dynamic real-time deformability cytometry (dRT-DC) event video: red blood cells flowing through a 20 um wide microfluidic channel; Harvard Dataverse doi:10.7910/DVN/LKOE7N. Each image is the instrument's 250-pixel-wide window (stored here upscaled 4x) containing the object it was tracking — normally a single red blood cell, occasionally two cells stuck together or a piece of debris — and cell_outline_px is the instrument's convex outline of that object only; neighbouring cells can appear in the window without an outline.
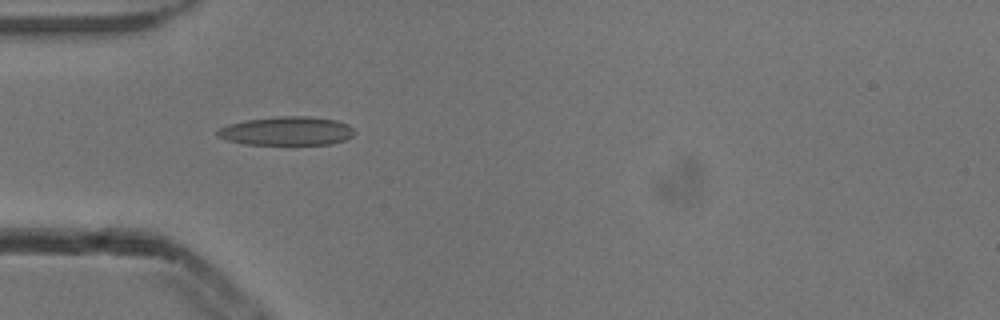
{"species": "common noctule bat (a hibernating species)", "species_latin": "Nyctalus noctula", "temperature_condition": "cold", "stored_images_in_passage": 6, "camera_frame_rate_fps": 3000, "um_per_image_px": 0.085, "animal": {"sex": "male", "body_mass_g": 13.3}, "frame": {"image": 1, "passage_image": 5, "time_ms": 1.333, "image_size_px": [1000, 320], "cell_outline_px": [[356, 132], [352, 136], [344, 140], [332, 144], [244, 144], [228, 140], [216, 136], [216, 132], [220, 128], [228, 124], [244, 120], [280, 116], [308, 116], [336, 120], [348, 124]], "centroid_in_image_um": [24.37, 11.13], "position_along_channel_um": 60.6, "area_um2": 22.95}}
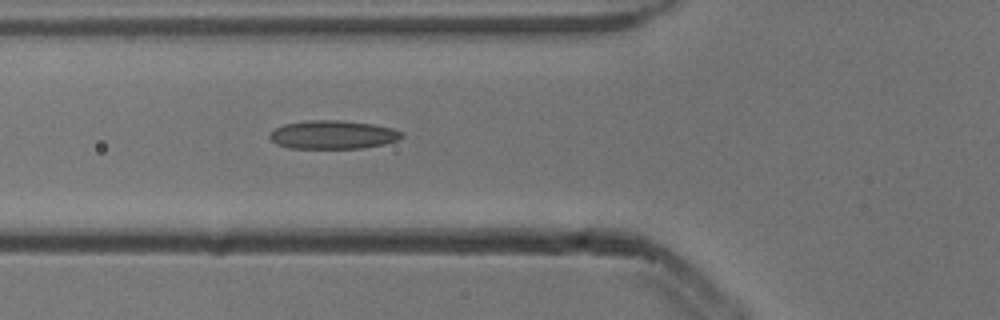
{"frame": {"image": 2, "passage_image": 6, "time_ms": 1.667, "image_size_px": [1000, 320], "cell_outline_px": [[404, 136], [396, 140], [384, 144], [364, 148], [288, 148], [276, 144], [268, 136], [276, 128], [284, 124], [308, 120], [340, 120], [372, 124], [392, 128], [404, 132]], "centroid_in_image_um": [28.31, 11.45], "position_along_channel_um": 97.5, "area_um2": 21.91}}